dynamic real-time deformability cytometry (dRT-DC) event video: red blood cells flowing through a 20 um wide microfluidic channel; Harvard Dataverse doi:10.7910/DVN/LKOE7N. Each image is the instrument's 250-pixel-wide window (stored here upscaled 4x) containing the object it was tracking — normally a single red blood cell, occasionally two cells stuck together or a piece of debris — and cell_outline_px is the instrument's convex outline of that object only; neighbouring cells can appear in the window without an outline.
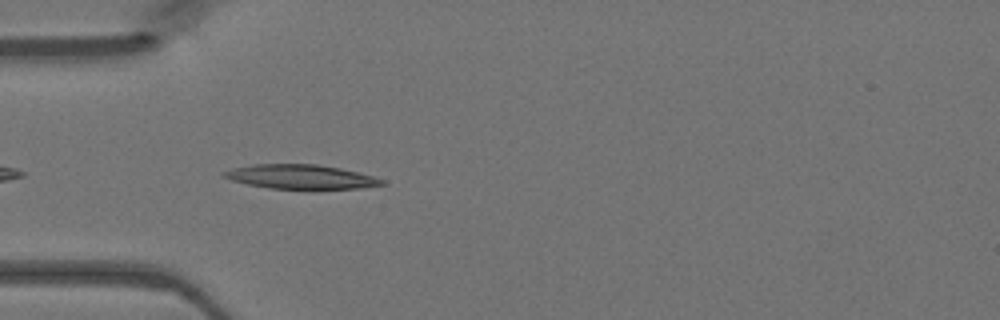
{"species": "Egyptian fruit bat (a non-hibernating species)", "species_latin": "Rousettus aegyptiacus", "temperature_condition": "warm", "stored_images_in_passage": 35, "camera_frame_rate_fps": 3000, "um_per_image_px": 0.085, "animal": {"sex": "female"}, "frame": {"image": 1, "passage_image": 2, "time_ms": 0.333, "image_size_px": [1000, 320], "cell_outline_px": [[384, 184], [360, 188], [268, 188], [248, 184], [232, 180], [220, 176], [220, 172], [232, 168], [252, 164], [316, 164], [340, 168], [372, 176], [384, 180]], "centroid_in_image_um": [25.47, 15.01], "position_along_channel_um": 59.5, "area_um2": 22.02}}
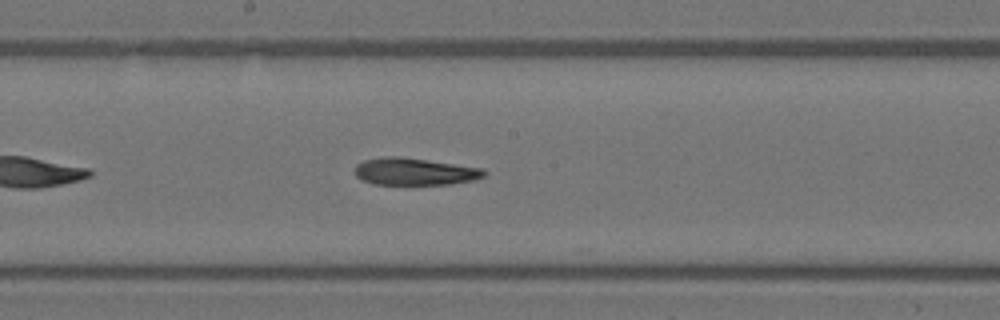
{"frame": {"image": 2, "passage_image": 13, "time_ms": 4.0, "image_size_px": [1000, 320], "cell_outline_px": [[488, 172], [484, 176], [476, 180], [452, 184], [372, 184], [360, 180], [356, 176], [356, 164], [364, 160], [384, 156], [396, 156], [428, 160], [484, 168]], "centroid_in_image_um": [35.27, 14.58], "position_along_channel_um": 212.9, "area_um2": 20.63}}
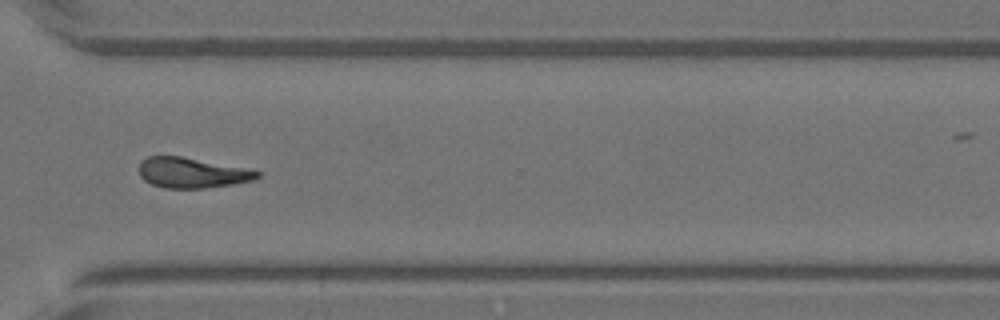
{"frame": {"image": 3, "passage_image": 23, "time_ms": 7.333, "image_size_px": [1000, 320], "cell_outline_px": [[260, 176], [252, 180], [232, 184], [204, 188], [164, 188], [152, 184], [144, 180], [140, 176], [140, 160], [148, 156], [180, 156], [260, 172]], "centroid_in_image_um": [16.23, 14.69], "position_along_channel_um": 354.4, "area_um2": 20.35}}